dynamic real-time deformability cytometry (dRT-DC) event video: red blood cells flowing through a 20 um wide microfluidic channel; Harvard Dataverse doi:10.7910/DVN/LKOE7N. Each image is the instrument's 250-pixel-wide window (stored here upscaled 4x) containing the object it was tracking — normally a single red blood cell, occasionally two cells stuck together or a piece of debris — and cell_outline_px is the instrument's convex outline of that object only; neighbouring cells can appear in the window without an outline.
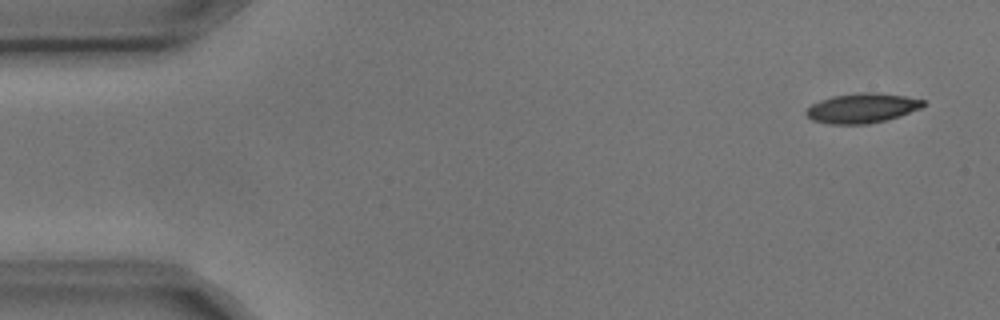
{"species": "common noctule bat (a hibernating species)", "species_latin": "Nyctalus noctula", "temperature_condition": "cold", "stored_images_in_passage": 9, "camera_frame_rate_fps": 3000, "um_per_image_px": 0.085, "animal": {"sex": "male", "body_mass_g": 17.9, "forearm_length_mm": 54.2}, "frame": {"image": 1, "passage_image": 1, "time_ms": 0.0, "image_size_px": [1000, 320], "cell_outline_px": [[924, 104], [920, 108], [900, 116], [868, 124], [828, 124], [812, 120], [804, 112], [804, 108], [820, 100], [832, 96], [864, 92], [876, 92], [904, 96], [924, 100]], "centroid_in_image_um": [73.22, 9.19], "position_along_channel_um": 11.8, "area_um2": 20.23}}
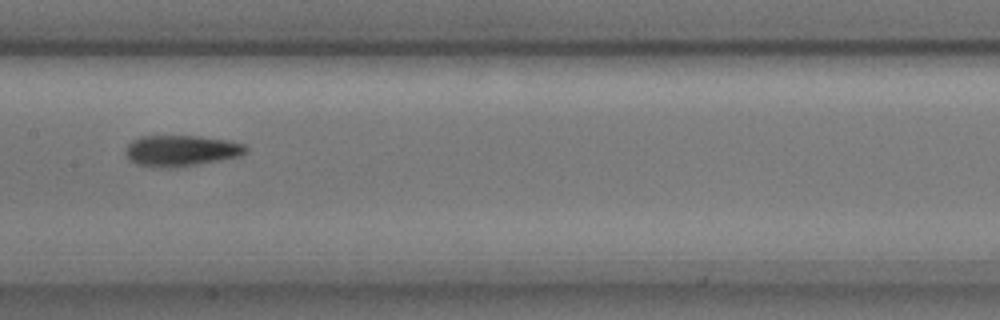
{"frame": {"image": 2, "passage_image": 7, "time_ms": 2.0, "image_size_px": [1000, 320], "cell_outline_px": [[248, 152], [240, 156], [220, 160], [196, 164], [164, 168], [160, 168], [136, 164], [128, 160], [124, 152], [128, 144], [132, 140], [140, 136], [196, 136], [228, 140], [244, 144], [248, 148]], "centroid_in_image_um": [15.37, 12.8], "position_along_channel_um": 192.0, "area_um2": 21.79}}
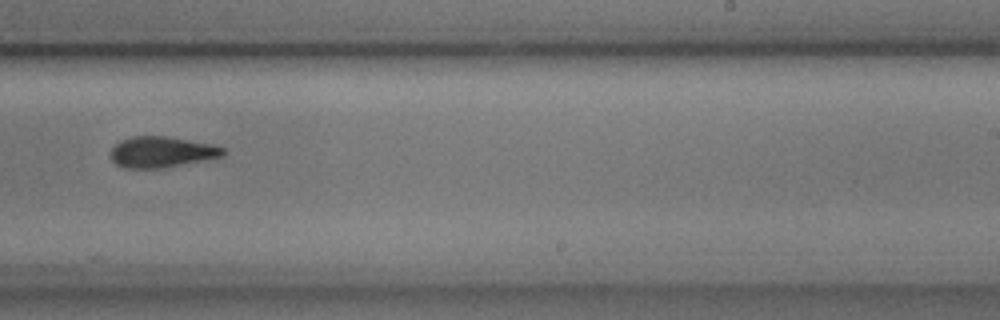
{"frame": {"image": 3, "passage_image": 9, "time_ms": 2.667, "image_size_px": [1000, 320], "cell_outline_px": [[224, 152], [220, 156], [164, 168], [120, 168], [112, 160], [112, 148], [120, 140], [132, 136], [168, 136], [212, 144], [224, 148]], "centroid_in_image_um": [13.69, 12.91], "position_along_channel_um": 275.3, "area_um2": 20.06}}